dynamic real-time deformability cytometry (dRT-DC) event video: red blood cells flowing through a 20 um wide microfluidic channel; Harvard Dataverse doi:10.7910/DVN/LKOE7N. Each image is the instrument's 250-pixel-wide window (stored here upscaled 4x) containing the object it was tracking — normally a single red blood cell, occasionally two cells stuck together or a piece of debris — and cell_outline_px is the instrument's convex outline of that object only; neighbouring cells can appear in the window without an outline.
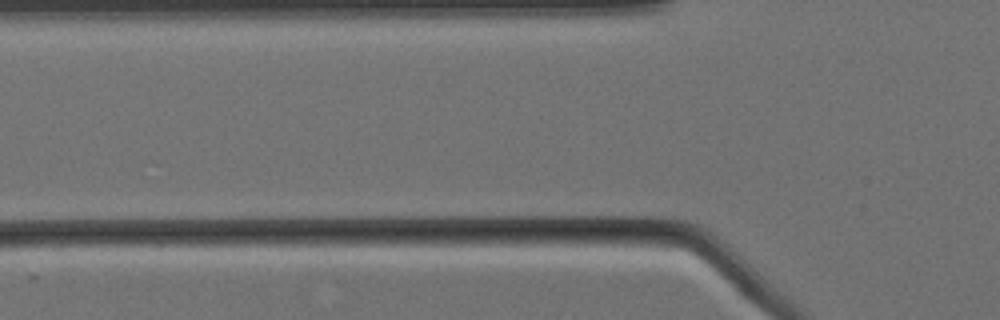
{"species": "Egyptian fruit bat (a non-hibernating species)", "species_latin": "Rousettus aegyptiacus", "temperature_condition": "cold", "stored_images_in_passage": 2, "camera_frame_rate_fps": 3000, "um_per_image_px": 0.085, "animal": {"sex": "female"}, "frame": {"image": 1, "passage_image": 2, "time_ms": 0.333, "image_size_px": [1000, 320], "cell_outline_px": [[688, 224], [684, 232], [620, 228], [516, 220], [516, 216], [648, 216], [672, 220]], "centroid_in_image_um": [52.14, 18.87], "position_along_channel_um": 73.7, "area_um2": 11.79}}